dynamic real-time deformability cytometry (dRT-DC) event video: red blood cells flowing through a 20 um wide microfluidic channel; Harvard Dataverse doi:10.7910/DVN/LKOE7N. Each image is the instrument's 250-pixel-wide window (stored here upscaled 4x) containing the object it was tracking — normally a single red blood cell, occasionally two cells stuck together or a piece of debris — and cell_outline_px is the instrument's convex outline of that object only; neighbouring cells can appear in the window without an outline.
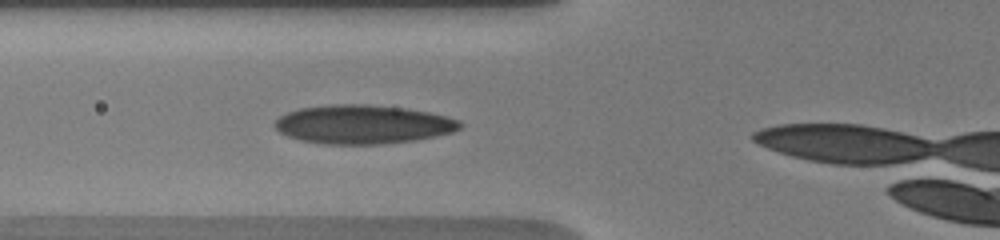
{"species": "human", "species_latin": "Homo sapiens", "temperature_condition": "warm", "stored_images_in_passage": 4, "segment_of_instrument_passage": [1, 2], "camera_frame_rate_fps": 3000, "um_per_image_px": 0.085, "donor": {"sex": "male"}, "frame": {"image": 1, "passage_image": 3, "time_ms": 1.0, "image_size_px": [1000, 240], "cell_outline_px": [[464, 124], [460, 128], [452, 132], [436, 136], [416, 140], [380, 144], [324, 144], [300, 140], [288, 136], [280, 132], [272, 124], [280, 116], [288, 112], [300, 108], [332, 104], [368, 104], [404, 108], [428, 112], [448, 116], [460, 120]], "centroid_in_image_um": [30.87, 10.57], "position_along_channel_um": 94.9, "area_um2": 42.02}}